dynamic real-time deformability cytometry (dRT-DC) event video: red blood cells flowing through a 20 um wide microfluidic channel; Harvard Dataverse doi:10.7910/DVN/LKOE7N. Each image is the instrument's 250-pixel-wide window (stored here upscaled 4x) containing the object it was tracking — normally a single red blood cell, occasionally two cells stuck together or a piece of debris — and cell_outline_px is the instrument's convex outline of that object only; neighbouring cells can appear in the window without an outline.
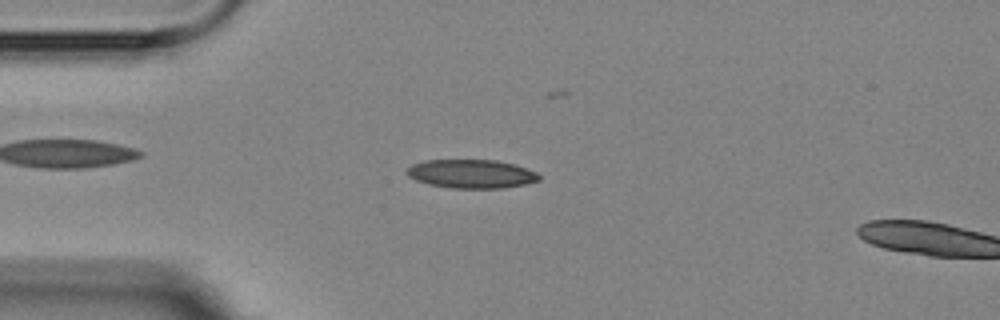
{"species": "Egyptian fruit bat (a non-hibernating species)", "species_latin": "Rousettus aegyptiacus", "temperature_condition": "room temperature", "stored_images_in_passage": 3, "camera_frame_rate_fps": 3000, "um_per_image_px": 0.085, "animal": {"sex": "female"}, "frame": {"image": 1, "passage_image": 2, "time_ms": 1.333, "image_size_px": [1000, 320], "cell_outline_px": [[540, 180], [524, 184], [504, 188], [452, 188], [428, 184], [416, 180], [408, 176], [404, 172], [412, 164], [424, 160], [496, 160], [516, 164], [536, 172], [540, 176]], "centroid_in_image_um": [40.05, 14.77], "position_along_channel_um": 44.9, "area_um2": 22.2}}